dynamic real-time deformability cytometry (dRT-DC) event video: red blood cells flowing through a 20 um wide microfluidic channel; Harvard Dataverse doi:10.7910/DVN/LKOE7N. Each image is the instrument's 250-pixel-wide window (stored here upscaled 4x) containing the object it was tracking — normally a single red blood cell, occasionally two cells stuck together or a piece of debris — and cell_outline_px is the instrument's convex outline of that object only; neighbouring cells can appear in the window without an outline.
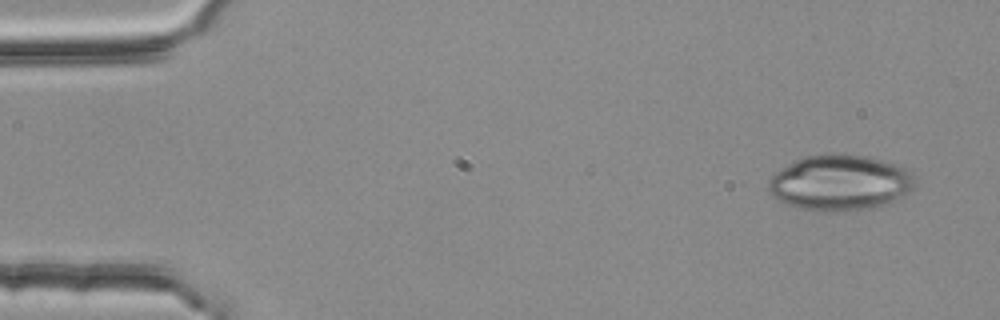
{"species": "common noctule bat (a hibernating species)", "species_latin": "Nyctalus noctula", "temperature_condition": "room temperature", "stored_images_in_passage": 4, "camera_frame_rate_fps": 3000, "um_per_image_px": 0.085, "animal": {"sex": "female", "body_mass_g": 25.1}, "frame": {"image": 1, "passage_image": 1, "time_ms": 0.0, "image_size_px": [1000, 320], "cell_outline_px": [[916, 188], [904, 196], [884, 204], [872, 208], [844, 212], [824, 212], [800, 208], [788, 204], [780, 200], [768, 188], [768, 180], [776, 172], [788, 164], [796, 160], [808, 156], [840, 152], [844, 152], [868, 156], [904, 168], [912, 172], [916, 176]], "centroid_in_image_um": [71.46, 15.53], "position_along_channel_um": 13.5, "area_um2": 47.8}}